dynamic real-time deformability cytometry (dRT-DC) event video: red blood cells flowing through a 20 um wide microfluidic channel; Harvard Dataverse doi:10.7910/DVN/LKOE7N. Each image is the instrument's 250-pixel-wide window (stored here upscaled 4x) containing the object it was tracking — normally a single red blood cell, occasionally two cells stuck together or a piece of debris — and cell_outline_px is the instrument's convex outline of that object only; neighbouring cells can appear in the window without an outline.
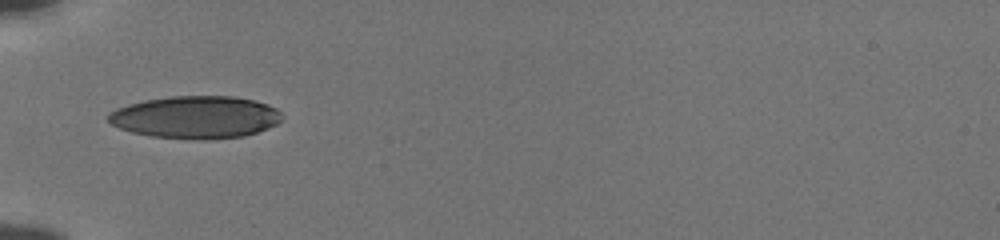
{"species": "human", "species_latin": "Homo sapiens", "temperature_condition": "cold", "stored_images_in_passage": 36, "camera_frame_rate_fps": 3000, "um_per_image_px": 0.085, "donor": {"sex": "male"}, "frame": {"image": 1, "passage_image": 1, "time_ms": 0.0, "image_size_px": [1000, 240], "cell_outline_px": [[284, 116], [276, 124], [256, 132], [244, 136], [204, 140], [192, 140], [152, 136], [132, 132], [120, 128], [112, 124], [108, 120], [108, 112], [116, 108], [128, 104], [144, 100], [172, 96], [236, 96], [268, 104], [276, 108]], "centroid_in_image_um": [16.62, 9.96], "position_along_channel_um": 68.4, "area_um2": 43.12}}
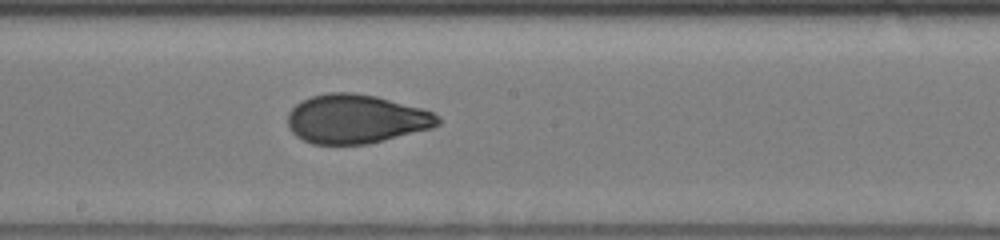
{"frame": {"image": 2, "passage_image": 13, "time_ms": 4.0, "image_size_px": [1000, 240], "cell_outline_px": [[440, 124], [432, 128], [368, 144], [312, 144], [296, 136], [292, 132], [288, 124], [288, 112], [296, 104], [312, 96], [328, 92], [352, 92], [376, 96], [420, 108], [432, 112], [440, 116]], "centroid_in_image_um": [30.26, 10.11], "position_along_channel_um": 217.9, "area_um2": 42.71}}
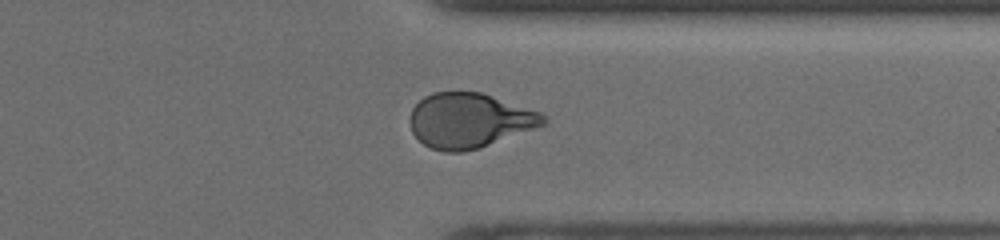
{"frame": {"image": 3, "passage_image": 25, "time_ms": 8.0, "image_size_px": [1000, 240], "cell_outline_px": [[548, 120], [544, 124], [480, 148], [460, 152], [444, 152], [432, 148], [424, 144], [412, 132], [408, 120], [412, 108], [424, 96], [432, 92], [480, 92], [540, 112]], "centroid_in_image_um": [39.85, 10.24], "position_along_channel_um": 371.6, "area_um2": 42.31}, "authors_computed_cell_mechanics": {"area_um2": 43.2055, "velocity_mm_per_s": 3.8435, "shape_relaxation_time_tau1_ms": 4.0912, "shape_relaxation_time_tau2_ms": 1.0342, "deformation_change_tau1": 0.1671, "deformation_change_tau2": 0.0538}}